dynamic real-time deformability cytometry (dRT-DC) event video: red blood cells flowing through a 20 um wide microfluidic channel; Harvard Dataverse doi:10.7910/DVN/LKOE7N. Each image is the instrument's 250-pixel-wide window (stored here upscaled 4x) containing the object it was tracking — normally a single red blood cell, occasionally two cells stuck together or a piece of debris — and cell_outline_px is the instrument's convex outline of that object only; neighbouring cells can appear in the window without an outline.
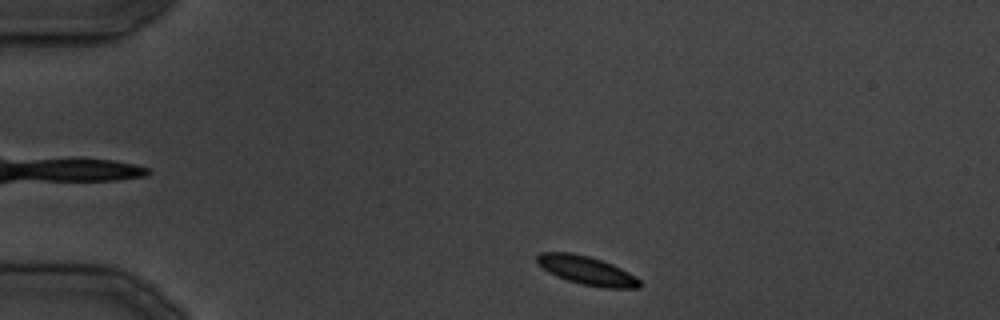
{"species": "common noctule bat (a hibernating species)", "species_latin": "Nyctalus noctula", "temperature_condition": "cold", "stored_images_in_passage": 29, "camera_frame_rate_fps": 3000, "um_per_image_px": 0.085, "animal": {"sex": "male", "body_mass_g": 19.5, "forearm_length_mm": 54.6}, "frame": {"image": 1, "passage_image": 1, "time_ms": 0.0, "image_size_px": [1000, 320], "cell_outline_px": [[640, 288], [604, 288], [580, 284], [556, 276], [548, 272], [536, 264], [536, 256], [540, 252], [572, 252], [588, 256], [612, 264], [636, 276], [640, 280]], "centroid_in_image_um": [49.84, 22.99], "position_along_channel_um": 35.2, "area_um2": 17.22}}
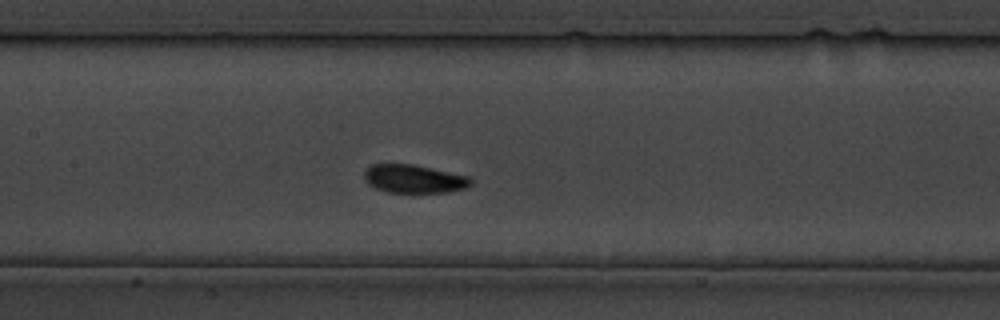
{"frame": {"image": 2, "passage_image": 11, "time_ms": 12.333, "image_size_px": [1000, 320], "cell_outline_px": [[472, 184], [464, 188], [448, 192], [388, 192], [376, 188], [368, 184], [364, 176], [364, 172], [372, 164], [416, 164], [472, 176]], "centroid_in_image_um": [35.24, 15.19], "position_along_channel_um": 172.2, "area_um2": 17.74}}
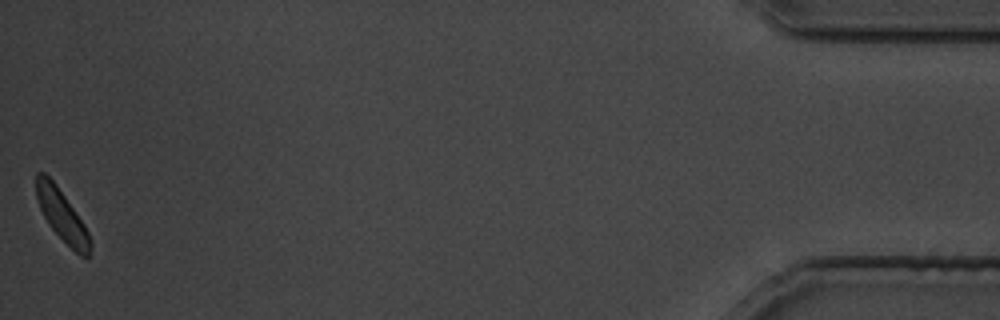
{"frame": {"image": 3, "passage_image": 29, "time_ms": 34.667, "image_size_px": [1000, 320], "cell_outline_px": [[92, 244], [88, 256], [80, 256], [48, 224], [40, 208], [36, 196], [36, 172], [44, 172], [56, 184], [84, 224], [88, 232]], "centroid_in_image_um": [5.26, 18.29], "position_along_channel_um": 429.9, "area_um2": 15.72}}